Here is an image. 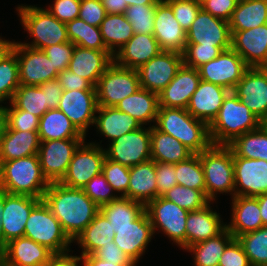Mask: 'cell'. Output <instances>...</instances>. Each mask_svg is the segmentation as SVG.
Here are the masks:
<instances>
[{
    "mask_svg": "<svg viewBox=\"0 0 267 266\" xmlns=\"http://www.w3.org/2000/svg\"><path fill=\"white\" fill-rule=\"evenodd\" d=\"M42 200L72 241L100 212V207L85 194L83 189L70 188L60 182L50 183Z\"/></svg>",
    "mask_w": 267,
    "mask_h": 266,
    "instance_id": "cell-1",
    "label": "cell"
},
{
    "mask_svg": "<svg viewBox=\"0 0 267 266\" xmlns=\"http://www.w3.org/2000/svg\"><path fill=\"white\" fill-rule=\"evenodd\" d=\"M154 123L158 130L179 140L193 154H200L212 145L209 125L186 109L159 107Z\"/></svg>",
    "mask_w": 267,
    "mask_h": 266,
    "instance_id": "cell-2",
    "label": "cell"
},
{
    "mask_svg": "<svg viewBox=\"0 0 267 266\" xmlns=\"http://www.w3.org/2000/svg\"><path fill=\"white\" fill-rule=\"evenodd\" d=\"M262 122L231 91L219 110L217 117L209 125L213 145L228 146L237 137L254 131Z\"/></svg>",
    "mask_w": 267,
    "mask_h": 266,
    "instance_id": "cell-3",
    "label": "cell"
},
{
    "mask_svg": "<svg viewBox=\"0 0 267 266\" xmlns=\"http://www.w3.org/2000/svg\"><path fill=\"white\" fill-rule=\"evenodd\" d=\"M49 184L42 174L38 154L1 162V189L7 193L42 199Z\"/></svg>",
    "mask_w": 267,
    "mask_h": 266,
    "instance_id": "cell-4",
    "label": "cell"
},
{
    "mask_svg": "<svg viewBox=\"0 0 267 266\" xmlns=\"http://www.w3.org/2000/svg\"><path fill=\"white\" fill-rule=\"evenodd\" d=\"M205 176V195L215 201L218 192L235 196L233 151L226 145H211L199 154Z\"/></svg>",
    "mask_w": 267,
    "mask_h": 266,
    "instance_id": "cell-5",
    "label": "cell"
},
{
    "mask_svg": "<svg viewBox=\"0 0 267 266\" xmlns=\"http://www.w3.org/2000/svg\"><path fill=\"white\" fill-rule=\"evenodd\" d=\"M21 24L34 39L28 47L42 50L43 48L69 42L66 24L55 18L47 9L35 6H18Z\"/></svg>",
    "mask_w": 267,
    "mask_h": 266,
    "instance_id": "cell-6",
    "label": "cell"
},
{
    "mask_svg": "<svg viewBox=\"0 0 267 266\" xmlns=\"http://www.w3.org/2000/svg\"><path fill=\"white\" fill-rule=\"evenodd\" d=\"M24 236L47 247L54 254L70 252L69 246L73 242L43 200L30 212Z\"/></svg>",
    "mask_w": 267,
    "mask_h": 266,
    "instance_id": "cell-7",
    "label": "cell"
},
{
    "mask_svg": "<svg viewBox=\"0 0 267 266\" xmlns=\"http://www.w3.org/2000/svg\"><path fill=\"white\" fill-rule=\"evenodd\" d=\"M139 88L137 69L124 68L113 62L95 86L97 104L101 107H116L121 100L134 94Z\"/></svg>",
    "mask_w": 267,
    "mask_h": 266,
    "instance_id": "cell-8",
    "label": "cell"
},
{
    "mask_svg": "<svg viewBox=\"0 0 267 266\" xmlns=\"http://www.w3.org/2000/svg\"><path fill=\"white\" fill-rule=\"evenodd\" d=\"M154 234L156 228L162 231L182 249L186 250V220L189 211L159 196L145 205Z\"/></svg>",
    "mask_w": 267,
    "mask_h": 266,
    "instance_id": "cell-9",
    "label": "cell"
},
{
    "mask_svg": "<svg viewBox=\"0 0 267 266\" xmlns=\"http://www.w3.org/2000/svg\"><path fill=\"white\" fill-rule=\"evenodd\" d=\"M105 158V149L99 144H85L83 141L75 150L67 173L60 183L70 188L83 189L94 176L102 173Z\"/></svg>",
    "mask_w": 267,
    "mask_h": 266,
    "instance_id": "cell-10",
    "label": "cell"
},
{
    "mask_svg": "<svg viewBox=\"0 0 267 266\" xmlns=\"http://www.w3.org/2000/svg\"><path fill=\"white\" fill-rule=\"evenodd\" d=\"M105 153L107 159L128 167L151 160V124L116 138Z\"/></svg>",
    "mask_w": 267,
    "mask_h": 266,
    "instance_id": "cell-11",
    "label": "cell"
},
{
    "mask_svg": "<svg viewBox=\"0 0 267 266\" xmlns=\"http://www.w3.org/2000/svg\"><path fill=\"white\" fill-rule=\"evenodd\" d=\"M85 138L41 141L38 156L43 176L49 183L60 182L67 173L69 163Z\"/></svg>",
    "mask_w": 267,
    "mask_h": 266,
    "instance_id": "cell-12",
    "label": "cell"
},
{
    "mask_svg": "<svg viewBox=\"0 0 267 266\" xmlns=\"http://www.w3.org/2000/svg\"><path fill=\"white\" fill-rule=\"evenodd\" d=\"M183 64L182 53L162 50L137 69L140 87L158 94L175 77Z\"/></svg>",
    "mask_w": 267,
    "mask_h": 266,
    "instance_id": "cell-13",
    "label": "cell"
},
{
    "mask_svg": "<svg viewBox=\"0 0 267 266\" xmlns=\"http://www.w3.org/2000/svg\"><path fill=\"white\" fill-rule=\"evenodd\" d=\"M250 67L232 48L198 68L201 80L232 91Z\"/></svg>",
    "mask_w": 267,
    "mask_h": 266,
    "instance_id": "cell-14",
    "label": "cell"
},
{
    "mask_svg": "<svg viewBox=\"0 0 267 266\" xmlns=\"http://www.w3.org/2000/svg\"><path fill=\"white\" fill-rule=\"evenodd\" d=\"M12 49L17 54L20 85L39 86L57 78L58 72L43 50L14 42Z\"/></svg>",
    "mask_w": 267,
    "mask_h": 266,
    "instance_id": "cell-15",
    "label": "cell"
},
{
    "mask_svg": "<svg viewBox=\"0 0 267 266\" xmlns=\"http://www.w3.org/2000/svg\"><path fill=\"white\" fill-rule=\"evenodd\" d=\"M231 37L229 22L201 9L186 32V44L220 47L225 51L231 48Z\"/></svg>",
    "mask_w": 267,
    "mask_h": 266,
    "instance_id": "cell-16",
    "label": "cell"
},
{
    "mask_svg": "<svg viewBox=\"0 0 267 266\" xmlns=\"http://www.w3.org/2000/svg\"><path fill=\"white\" fill-rule=\"evenodd\" d=\"M41 200L28 195L10 194L4 190L2 247L9 241L24 236L29 214Z\"/></svg>",
    "mask_w": 267,
    "mask_h": 266,
    "instance_id": "cell-17",
    "label": "cell"
},
{
    "mask_svg": "<svg viewBox=\"0 0 267 266\" xmlns=\"http://www.w3.org/2000/svg\"><path fill=\"white\" fill-rule=\"evenodd\" d=\"M232 92L262 122L267 116V71L250 67Z\"/></svg>",
    "mask_w": 267,
    "mask_h": 266,
    "instance_id": "cell-18",
    "label": "cell"
},
{
    "mask_svg": "<svg viewBox=\"0 0 267 266\" xmlns=\"http://www.w3.org/2000/svg\"><path fill=\"white\" fill-rule=\"evenodd\" d=\"M96 90H63L58 109L61 110L86 137V130L95 121Z\"/></svg>",
    "mask_w": 267,
    "mask_h": 266,
    "instance_id": "cell-19",
    "label": "cell"
},
{
    "mask_svg": "<svg viewBox=\"0 0 267 266\" xmlns=\"http://www.w3.org/2000/svg\"><path fill=\"white\" fill-rule=\"evenodd\" d=\"M54 255L47 247L23 236L0 249V266H46Z\"/></svg>",
    "mask_w": 267,
    "mask_h": 266,
    "instance_id": "cell-20",
    "label": "cell"
},
{
    "mask_svg": "<svg viewBox=\"0 0 267 266\" xmlns=\"http://www.w3.org/2000/svg\"><path fill=\"white\" fill-rule=\"evenodd\" d=\"M235 196L257 197L267 193V161L233 157Z\"/></svg>",
    "mask_w": 267,
    "mask_h": 266,
    "instance_id": "cell-21",
    "label": "cell"
},
{
    "mask_svg": "<svg viewBox=\"0 0 267 266\" xmlns=\"http://www.w3.org/2000/svg\"><path fill=\"white\" fill-rule=\"evenodd\" d=\"M153 35L162 50L183 53L186 48V31L164 0L156 4Z\"/></svg>",
    "mask_w": 267,
    "mask_h": 266,
    "instance_id": "cell-22",
    "label": "cell"
},
{
    "mask_svg": "<svg viewBox=\"0 0 267 266\" xmlns=\"http://www.w3.org/2000/svg\"><path fill=\"white\" fill-rule=\"evenodd\" d=\"M114 243L137 264L154 234L148 214L144 211L130 226L114 230Z\"/></svg>",
    "mask_w": 267,
    "mask_h": 266,
    "instance_id": "cell-23",
    "label": "cell"
},
{
    "mask_svg": "<svg viewBox=\"0 0 267 266\" xmlns=\"http://www.w3.org/2000/svg\"><path fill=\"white\" fill-rule=\"evenodd\" d=\"M231 48L249 67H262L267 61V24L243 31H231Z\"/></svg>",
    "mask_w": 267,
    "mask_h": 266,
    "instance_id": "cell-24",
    "label": "cell"
},
{
    "mask_svg": "<svg viewBox=\"0 0 267 266\" xmlns=\"http://www.w3.org/2000/svg\"><path fill=\"white\" fill-rule=\"evenodd\" d=\"M200 81L198 69L183 64L170 83L158 93L159 107L186 109Z\"/></svg>",
    "mask_w": 267,
    "mask_h": 266,
    "instance_id": "cell-25",
    "label": "cell"
},
{
    "mask_svg": "<svg viewBox=\"0 0 267 266\" xmlns=\"http://www.w3.org/2000/svg\"><path fill=\"white\" fill-rule=\"evenodd\" d=\"M230 92L222 86L201 80L186 110L196 119L210 125Z\"/></svg>",
    "mask_w": 267,
    "mask_h": 266,
    "instance_id": "cell-26",
    "label": "cell"
},
{
    "mask_svg": "<svg viewBox=\"0 0 267 266\" xmlns=\"http://www.w3.org/2000/svg\"><path fill=\"white\" fill-rule=\"evenodd\" d=\"M113 63V55L108 50L74 47L68 69L86 79L93 87Z\"/></svg>",
    "mask_w": 267,
    "mask_h": 266,
    "instance_id": "cell-27",
    "label": "cell"
},
{
    "mask_svg": "<svg viewBox=\"0 0 267 266\" xmlns=\"http://www.w3.org/2000/svg\"><path fill=\"white\" fill-rule=\"evenodd\" d=\"M161 51L153 34L134 33L129 41L115 53L113 62L124 68L138 69Z\"/></svg>",
    "mask_w": 267,
    "mask_h": 266,
    "instance_id": "cell-28",
    "label": "cell"
},
{
    "mask_svg": "<svg viewBox=\"0 0 267 266\" xmlns=\"http://www.w3.org/2000/svg\"><path fill=\"white\" fill-rule=\"evenodd\" d=\"M210 202L199 210L190 211L186 220V249L198 242L220 234L226 224L219 214L211 210Z\"/></svg>",
    "mask_w": 267,
    "mask_h": 266,
    "instance_id": "cell-29",
    "label": "cell"
},
{
    "mask_svg": "<svg viewBox=\"0 0 267 266\" xmlns=\"http://www.w3.org/2000/svg\"><path fill=\"white\" fill-rule=\"evenodd\" d=\"M232 204V221L226 228L234 238L264 226L257 197L234 196Z\"/></svg>",
    "mask_w": 267,
    "mask_h": 266,
    "instance_id": "cell-30",
    "label": "cell"
},
{
    "mask_svg": "<svg viewBox=\"0 0 267 266\" xmlns=\"http://www.w3.org/2000/svg\"><path fill=\"white\" fill-rule=\"evenodd\" d=\"M38 131L11 130L8 126L0 140V161L6 162L38 154Z\"/></svg>",
    "mask_w": 267,
    "mask_h": 266,
    "instance_id": "cell-31",
    "label": "cell"
},
{
    "mask_svg": "<svg viewBox=\"0 0 267 266\" xmlns=\"http://www.w3.org/2000/svg\"><path fill=\"white\" fill-rule=\"evenodd\" d=\"M128 192L124 196L144 205L157 198L155 162L149 161L130 167Z\"/></svg>",
    "mask_w": 267,
    "mask_h": 266,
    "instance_id": "cell-32",
    "label": "cell"
},
{
    "mask_svg": "<svg viewBox=\"0 0 267 266\" xmlns=\"http://www.w3.org/2000/svg\"><path fill=\"white\" fill-rule=\"evenodd\" d=\"M96 113L99 114V116H95L96 129L111 142L141 127L136 119L116 107L98 106Z\"/></svg>",
    "mask_w": 267,
    "mask_h": 266,
    "instance_id": "cell-33",
    "label": "cell"
},
{
    "mask_svg": "<svg viewBox=\"0 0 267 266\" xmlns=\"http://www.w3.org/2000/svg\"><path fill=\"white\" fill-rule=\"evenodd\" d=\"M116 108L132 116L141 126L156 122L159 110L158 94L139 88L134 94L121 100Z\"/></svg>",
    "mask_w": 267,
    "mask_h": 266,
    "instance_id": "cell-34",
    "label": "cell"
},
{
    "mask_svg": "<svg viewBox=\"0 0 267 266\" xmlns=\"http://www.w3.org/2000/svg\"><path fill=\"white\" fill-rule=\"evenodd\" d=\"M192 155L179 140L151 126V159L154 162L177 164Z\"/></svg>",
    "mask_w": 267,
    "mask_h": 266,
    "instance_id": "cell-35",
    "label": "cell"
},
{
    "mask_svg": "<svg viewBox=\"0 0 267 266\" xmlns=\"http://www.w3.org/2000/svg\"><path fill=\"white\" fill-rule=\"evenodd\" d=\"M40 141L85 138L71 120L58 108L46 111L39 122Z\"/></svg>",
    "mask_w": 267,
    "mask_h": 266,
    "instance_id": "cell-36",
    "label": "cell"
},
{
    "mask_svg": "<svg viewBox=\"0 0 267 266\" xmlns=\"http://www.w3.org/2000/svg\"><path fill=\"white\" fill-rule=\"evenodd\" d=\"M115 232L113 231L108 219L99 212L86 228L75 238L81 246V255L93 254L103 245L114 241Z\"/></svg>",
    "mask_w": 267,
    "mask_h": 266,
    "instance_id": "cell-37",
    "label": "cell"
},
{
    "mask_svg": "<svg viewBox=\"0 0 267 266\" xmlns=\"http://www.w3.org/2000/svg\"><path fill=\"white\" fill-rule=\"evenodd\" d=\"M99 28L103 42L113 56L134 35L125 14H106Z\"/></svg>",
    "mask_w": 267,
    "mask_h": 266,
    "instance_id": "cell-38",
    "label": "cell"
},
{
    "mask_svg": "<svg viewBox=\"0 0 267 266\" xmlns=\"http://www.w3.org/2000/svg\"><path fill=\"white\" fill-rule=\"evenodd\" d=\"M267 24V0L237 3L229 21L231 31H243Z\"/></svg>",
    "mask_w": 267,
    "mask_h": 266,
    "instance_id": "cell-39",
    "label": "cell"
},
{
    "mask_svg": "<svg viewBox=\"0 0 267 266\" xmlns=\"http://www.w3.org/2000/svg\"><path fill=\"white\" fill-rule=\"evenodd\" d=\"M144 211L143 203L125 197H119L100 207V212L108 219L113 231L130 226Z\"/></svg>",
    "mask_w": 267,
    "mask_h": 266,
    "instance_id": "cell-40",
    "label": "cell"
},
{
    "mask_svg": "<svg viewBox=\"0 0 267 266\" xmlns=\"http://www.w3.org/2000/svg\"><path fill=\"white\" fill-rule=\"evenodd\" d=\"M233 238L225 228L217 236L195 243L186 250L193 252L195 266H218L225 247Z\"/></svg>",
    "mask_w": 267,
    "mask_h": 266,
    "instance_id": "cell-41",
    "label": "cell"
},
{
    "mask_svg": "<svg viewBox=\"0 0 267 266\" xmlns=\"http://www.w3.org/2000/svg\"><path fill=\"white\" fill-rule=\"evenodd\" d=\"M228 146L233 151V157L267 161V129L261 125L258 129L237 137Z\"/></svg>",
    "mask_w": 267,
    "mask_h": 266,
    "instance_id": "cell-42",
    "label": "cell"
},
{
    "mask_svg": "<svg viewBox=\"0 0 267 266\" xmlns=\"http://www.w3.org/2000/svg\"><path fill=\"white\" fill-rule=\"evenodd\" d=\"M66 30L68 40L76 46L86 49L108 50L103 42L99 27L76 18L66 23Z\"/></svg>",
    "mask_w": 267,
    "mask_h": 266,
    "instance_id": "cell-43",
    "label": "cell"
},
{
    "mask_svg": "<svg viewBox=\"0 0 267 266\" xmlns=\"http://www.w3.org/2000/svg\"><path fill=\"white\" fill-rule=\"evenodd\" d=\"M251 266H267V226L237 237Z\"/></svg>",
    "mask_w": 267,
    "mask_h": 266,
    "instance_id": "cell-44",
    "label": "cell"
},
{
    "mask_svg": "<svg viewBox=\"0 0 267 266\" xmlns=\"http://www.w3.org/2000/svg\"><path fill=\"white\" fill-rule=\"evenodd\" d=\"M9 103L15 108L28 111L39 118L49 110L45 104V93L39 86L19 85Z\"/></svg>",
    "mask_w": 267,
    "mask_h": 266,
    "instance_id": "cell-45",
    "label": "cell"
},
{
    "mask_svg": "<svg viewBox=\"0 0 267 266\" xmlns=\"http://www.w3.org/2000/svg\"><path fill=\"white\" fill-rule=\"evenodd\" d=\"M178 185L200 190L205 194V176L199 154H193L187 160L175 164Z\"/></svg>",
    "mask_w": 267,
    "mask_h": 266,
    "instance_id": "cell-46",
    "label": "cell"
},
{
    "mask_svg": "<svg viewBox=\"0 0 267 266\" xmlns=\"http://www.w3.org/2000/svg\"><path fill=\"white\" fill-rule=\"evenodd\" d=\"M19 85L18 59L12 49L0 60V103L7 99L11 102Z\"/></svg>",
    "mask_w": 267,
    "mask_h": 266,
    "instance_id": "cell-47",
    "label": "cell"
},
{
    "mask_svg": "<svg viewBox=\"0 0 267 266\" xmlns=\"http://www.w3.org/2000/svg\"><path fill=\"white\" fill-rule=\"evenodd\" d=\"M162 197L189 212L199 210L211 202L202 191L182 185L174 186L164 193Z\"/></svg>",
    "mask_w": 267,
    "mask_h": 266,
    "instance_id": "cell-48",
    "label": "cell"
},
{
    "mask_svg": "<svg viewBox=\"0 0 267 266\" xmlns=\"http://www.w3.org/2000/svg\"><path fill=\"white\" fill-rule=\"evenodd\" d=\"M156 5H131L125 12L134 33L153 34Z\"/></svg>",
    "mask_w": 267,
    "mask_h": 266,
    "instance_id": "cell-49",
    "label": "cell"
},
{
    "mask_svg": "<svg viewBox=\"0 0 267 266\" xmlns=\"http://www.w3.org/2000/svg\"><path fill=\"white\" fill-rule=\"evenodd\" d=\"M130 167L116 163L105 158L102 166V174L113 188L114 191L120 192V197H124L128 192V185L130 181L129 176Z\"/></svg>",
    "mask_w": 267,
    "mask_h": 266,
    "instance_id": "cell-50",
    "label": "cell"
},
{
    "mask_svg": "<svg viewBox=\"0 0 267 266\" xmlns=\"http://www.w3.org/2000/svg\"><path fill=\"white\" fill-rule=\"evenodd\" d=\"M220 47H207L202 44H186L183 55L185 66L198 69L222 53Z\"/></svg>",
    "mask_w": 267,
    "mask_h": 266,
    "instance_id": "cell-51",
    "label": "cell"
},
{
    "mask_svg": "<svg viewBox=\"0 0 267 266\" xmlns=\"http://www.w3.org/2000/svg\"><path fill=\"white\" fill-rule=\"evenodd\" d=\"M85 194L99 207L108 204L120 196L113 195V188L109 185L104 175L94 176L83 188Z\"/></svg>",
    "mask_w": 267,
    "mask_h": 266,
    "instance_id": "cell-52",
    "label": "cell"
},
{
    "mask_svg": "<svg viewBox=\"0 0 267 266\" xmlns=\"http://www.w3.org/2000/svg\"><path fill=\"white\" fill-rule=\"evenodd\" d=\"M172 9L174 17L187 32L202 6L195 0H164Z\"/></svg>",
    "mask_w": 267,
    "mask_h": 266,
    "instance_id": "cell-53",
    "label": "cell"
},
{
    "mask_svg": "<svg viewBox=\"0 0 267 266\" xmlns=\"http://www.w3.org/2000/svg\"><path fill=\"white\" fill-rule=\"evenodd\" d=\"M7 107V125L11 130L38 131L40 118L25 110Z\"/></svg>",
    "mask_w": 267,
    "mask_h": 266,
    "instance_id": "cell-54",
    "label": "cell"
},
{
    "mask_svg": "<svg viewBox=\"0 0 267 266\" xmlns=\"http://www.w3.org/2000/svg\"><path fill=\"white\" fill-rule=\"evenodd\" d=\"M75 45L73 43L64 42L43 48V52L47 55L57 72L68 69L72 58Z\"/></svg>",
    "mask_w": 267,
    "mask_h": 266,
    "instance_id": "cell-55",
    "label": "cell"
},
{
    "mask_svg": "<svg viewBox=\"0 0 267 266\" xmlns=\"http://www.w3.org/2000/svg\"><path fill=\"white\" fill-rule=\"evenodd\" d=\"M218 266H251L242 245L233 238L225 247Z\"/></svg>",
    "mask_w": 267,
    "mask_h": 266,
    "instance_id": "cell-56",
    "label": "cell"
},
{
    "mask_svg": "<svg viewBox=\"0 0 267 266\" xmlns=\"http://www.w3.org/2000/svg\"><path fill=\"white\" fill-rule=\"evenodd\" d=\"M157 197L163 196L174 186L178 185L175 164L155 162Z\"/></svg>",
    "mask_w": 267,
    "mask_h": 266,
    "instance_id": "cell-57",
    "label": "cell"
},
{
    "mask_svg": "<svg viewBox=\"0 0 267 266\" xmlns=\"http://www.w3.org/2000/svg\"><path fill=\"white\" fill-rule=\"evenodd\" d=\"M81 0H54L48 11L59 21L68 23L79 16Z\"/></svg>",
    "mask_w": 267,
    "mask_h": 266,
    "instance_id": "cell-58",
    "label": "cell"
},
{
    "mask_svg": "<svg viewBox=\"0 0 267 266\" xmlns=\"http://www.w3.org/2000/svg\"><path fill=\"white\" fill-rule=\"evenodd\" d=\"M106 16L101 0H81L79 19L99 27Z\"/></svg>",
    "mask_w": 267,
    "mask_h": 266,
    "instance_id": "cell-59",
    "label": "cell"
},
{
    "mask_svg": "<svg viewBox=\"0 0 267 266\" xmlns=\"http://www.w3.org/2000/svg\"><path fill=\"white\" fill-rule=\"evenodd\" d=\"M237 3V0H207L201 6L205 12L229 22Z\"/></svg>",
    "mask_w": 267,
    "mask_h": 266,
    "instance_id": "cell-60",
    "label": "cell"
},
{
    "mask_svg": "<svg viewBox=\"0 0 267 266\" xmlns=\"http://www.w3.org/2000/svg\"><path fill=\"white\" fill-rule=\"evenodd\" d=\"M93 255L99 259L107 262H117V264L123 265H136L127 254H125L114 241L110 244L103 245L98 248Z\"/></svg>",
    "mask_w": 267,
    "mask_h": 266,
    "instance_id": "cell-61",
    "label": "cell"
},
{
    "mask_svg": "<svg viewBox=\"0 0 267 266\" xmlns=\"http://www.w3.org/2000/svg\"><path fill=\"white\" fill-rule=\"evenodd\" d=\"M57 79L63 90H96L86 79L69 69L59 72Z\"/></svg>",
    "mask_w": 267,
    "mask_h": 266,
    "instance_id": "cell-62",
    "label": "cell"
},
{
    "mask_svg": "<svg viewBox=\"0 0 267 266\" xmlns=\"http://www.w3.org/2000/svg\"><path fill=\"white\" fill-rule=\"evenodd\" d=\"M39 88L45 93L46 107L50 109L58 108L63 93V88L57 78L48 80L39 85Z\"/></svg>",
    "mask_w": 267,
    "mask_h": 266,
    "instance_id": "cell-63",
    "label": "cell"
},
{
    "mask_svg": "<svg viewBox=\"0 0 267 266\" xmlns=\"http://www.w3.org/2000/svg\"><path fill=\"white\" fill-rule=\"evenodd\" d=\"M81 256H72L70 254H55L46 266H78L81 262Z\"/></svg>",
    "mask_w": 267,
    "mask_h": 266,
    "instance_id": "cell-64",
    "label": "cell"
},
{
    "mask_svg": "<svg viewBox=\"0 0 267 266\" xmlns=\"http://www.w3.org/2000/svg\"><path fill=\"white\" fill-rule=\"evenodd\" d=\"M81 258L83 266H136L117 264V262H107L95 257L93 254L81 255Z\"/></svg>",
    "mask_w": 267,
    "mask_h": 266,
    "instance_id": "cell-65",
    "label": "cell"
},
{
    "mask_svg": "<svg viewBox=\"0 0 267 266\" xmlns=\"http://www.w3.org/2000/svg\"><path fill=\"white\" fill-rule=\"evenodd\" d=\"M106 14H125L128 6H122V0H101Z\"/></svg>",
    "mask_w": 267,
    "mask_h": 266,
    "instance_id": "cell-66",
    "label": "cell"
},
{
    "mask_svg": "<svg viewBox=\"0 0 267 266\" xmlns=\"http://www.w3.org/2000/svg\"><path fill=\"white\" fill-rule=\"evenodd\" d=\"M262 223L267 226V193L257 196Z\"/></svg>",
    "mask_w": 267,
    "mask_h": 266,
    "instance_id": "cell-67",
    "label": "cell"
},
{
    "mask_svg": "<svg viewBox=\"0 0 267 266\" xmlns=\"http://www.w3.org/2000/svg\"><path fill=\"white\" fill-rule=\"evenodd\" d=\"M7 107L0 105V140L7 129Z\"/></svg>",
    "mask_w": 267,
    "mask_h": 266,
    "instance_id": "cell-68",
    "label": "cell"
},
{
    "mask_svg": "<svg viewBox=\"0 0 267 266\" xmlns=\"http://www.w3.org/2000/svg\"><path fill=\"white\" fill-rule=\"evenodd\" d=\"M13 42L0 38V60L12 50Z\"/></svg>",
    "mask_w": 267,
    "mask_h": 266,
    "instance_id": "cell-69",
    "label": "cell"
},
{
    "mask_svg": "<svg viewBox=\"0 0 267 266\" xmlns=\"http://www.w3.org/2000/svg\"><path fill=\"white\" fill-rule=\"evenodd\" d=\"M160 0H122V6L131 5H156Z\"/></svg>",
    "mask_w": 267,
    "mask_h": 266,
    "instance_id": "cell-70",
    "label": "cell"
},
{
    "mask_svg": "<svg viewBox=\"0 0 267 266\" xmlns=\"http://www.w3.org/2000/svg\"><path fill=\"white\" fill-rule=\"evenodd\" d=\"M4 209V190L0 188V249L2 248V225L1 217Z\"/></svg>",
    "mask_w": 267,
    "mask_h": 266,
    "instance_id": "cell-71",
    "label": "cell"
},
{
    "mask_svg": "<svg viewBox=\"0 0 267 266\" xmlns=\"http://www.w3.org/2000/svg\"><path fill=\"white\" fill-rule=\"evenodd\" d=\"M262 126L267 129V116L266 118L262 121Z\"/></svg>",
    "mask_w": 267,
    "mask_h": 266,
    "instance_id": "cell-72",
    "label": "cell"
},
{
    "mask_svg": "<svg viewBox=\"0 0 267 266\" xmlns=\"http://www.w3.org/2000/svg\"><path fill=\"white\" fill-rule=\"evenodd\" d=\"M198 4L202 5L207 0H195Z\"/></svg>",
    "mask_w": 267,
    "mask_h": 266,
    "instance_id": "cell-73",
    "label": "cell"
},
{
    "mask_svg": "<svg viewBox=\"0 0 267 266\" xmlns=\"http://www.w3.org/2000/svg\"><path fill=\"white\" fill-rule=\"evenodd\" d=\"M261 68L267 71V61L265 62V64Z\"/></svg>",
    "mask_w": 267,
    "mask_h": 266,
    "instance_id": "cell-74",
    "label": "cell"
},
{
    "mask_svg": "<svg viewBox=\"0 0 267 266\" xmlns=\"http://www.w3.org/2000/svg\"><path fill=\"white\" fill-rule=\"evenodd\" d=\"M0 188H1V161H0Z\"/></svg>",
    "mask_w": 267,
    "mask_h": 266,
    "instance_id": "cell-75",
    "label": "cell"
},
{
    "mask_svg": "<svg viewBox=\"0 0 267 266\" xmlns=\"http://www.w3.org/2000/svg\"><path fill=\"white\" fill-rule=\"evenodd\" d=\"M244 1H248V0H237L238 3H239V2H244Z\"/></svg>",
    "mask_w": 267,
    "mask_h": 266,
    "instance_id": "cell-76",
    "label": "cell"
}]
</instances>
